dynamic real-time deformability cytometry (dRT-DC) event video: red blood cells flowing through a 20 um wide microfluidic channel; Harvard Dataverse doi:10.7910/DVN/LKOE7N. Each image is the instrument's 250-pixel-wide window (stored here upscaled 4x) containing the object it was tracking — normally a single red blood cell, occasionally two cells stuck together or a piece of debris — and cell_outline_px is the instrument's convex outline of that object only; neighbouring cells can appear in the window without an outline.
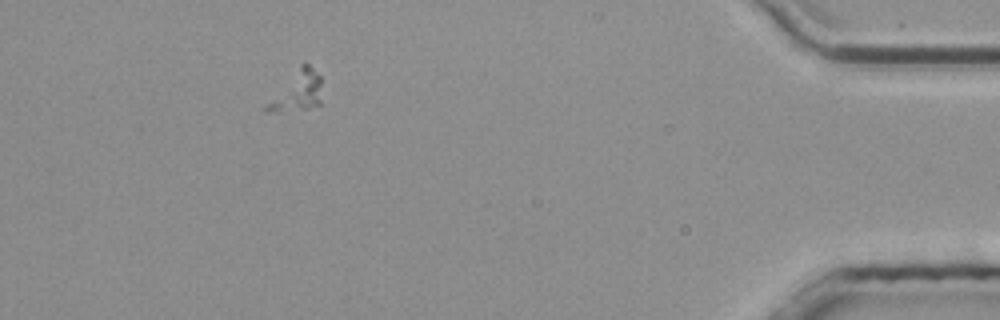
{"species": "common noctule bat (a hibernating species)", "species_latin": "Nyctalus noctula", "temperature_condition": "room temperature", "stored_images_in_passage": 40, "segment_of_instrument_passage": [2, 3], "camera_frame_rate_fps": 3000, "um_per_image_px": 0.085, "animal": {"sex": "male", "body_mass_g": 20.4}, "frame": {"image": 1, "passage_image": 35, "time_ms": 11.333, "image_size_px": [1000, 320], "cell_outline_px": [[320, 104], [308, 108], [280, 112], [264, 112], [260, 108], [300, 64], [308, 64], [320, 76]], "centroid_in_image_um": [25.16, 7.8], "position_along_channel_um": 410.0, "area_um2": 12.95}}